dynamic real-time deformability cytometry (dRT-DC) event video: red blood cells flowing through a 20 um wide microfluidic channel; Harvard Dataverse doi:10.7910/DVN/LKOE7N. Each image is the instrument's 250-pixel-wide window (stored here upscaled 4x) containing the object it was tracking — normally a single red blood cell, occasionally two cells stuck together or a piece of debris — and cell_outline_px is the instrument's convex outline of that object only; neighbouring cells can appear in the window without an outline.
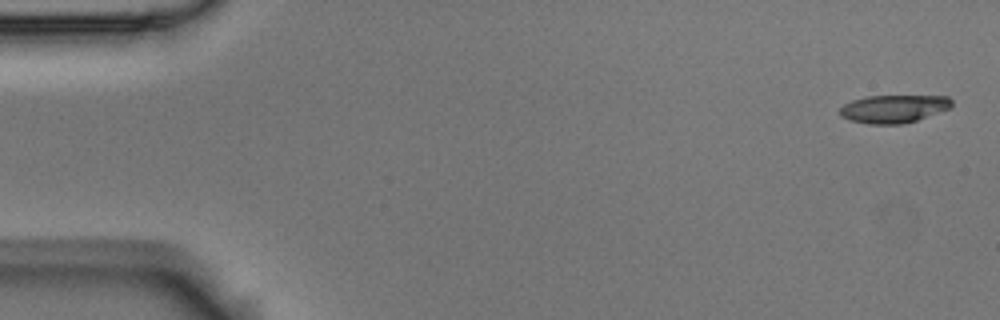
{"species": "Egyptian fruit bat (a non-hibernating species)", "species_latin": "Rousettus aegyptiacus", "temperature_condition": "room temperature", "stored_images_in_passage": 5, "camera_frame_rate_fps": 3000, "um_per_image_px": 0.085, "animal": {"sex": "male"}, "frame": {"image": 1, "passage_image": 5, "time_ms": 1.333, "image_size_px": [1000, 320], "cell_outline_px": [[952, 104], [948, 108], [916, 120], [900, 124], [868, 124], [852, 120], [840, 116], [840, 108], [844, 104], [852, 100], [868, 96], [948, 96], [952, 100]], "centroid_in_image_um": [75.93, 9.24], "position_along_channel_um": 9.1, "area_um2": 17.92}}